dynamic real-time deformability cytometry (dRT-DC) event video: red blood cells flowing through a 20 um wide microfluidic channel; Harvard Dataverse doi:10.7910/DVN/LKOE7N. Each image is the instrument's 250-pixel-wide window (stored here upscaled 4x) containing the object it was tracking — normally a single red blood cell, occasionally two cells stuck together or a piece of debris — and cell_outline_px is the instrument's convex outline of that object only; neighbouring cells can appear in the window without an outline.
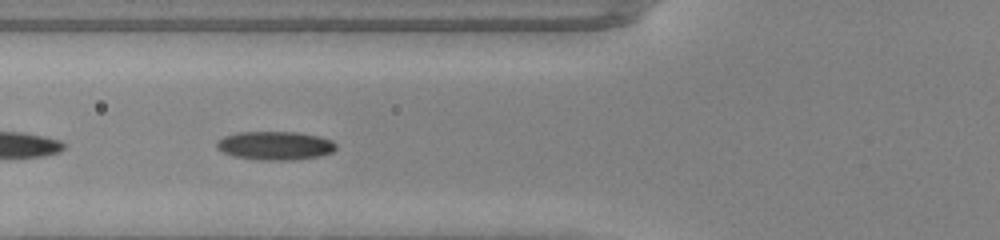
{"species": "common noctule bat (a hibernating species)", "species_latin": "Nyctalus noctula", "temperature_condition": "warm", "stored_images_in_passage": 12, "camera_frame_rate_fps": 3000, "um_per_image_px": 0.085, "animal": {"sex": "male", "body_mass_g": 20.0, "forearm_length_mm": 53.3}, "frame": {"image": 1, "passage_image": 4, "time_ms": 1.0, "image_size_px": [1000, 240], "cell_outline_px": [[336, 148], [332, 152], [316, 156], [292, 160], [260, 160], [236, 156], [224, 152], [216, 148], [216, 144], [224, 136], [236, 132], [296, 132], [316, 136], [332, 140], [336, 144]], "centroid_in_image_um": [23.37, 12.37], "position_along_channel_um": 102.4, "area_um2": 19.59}}
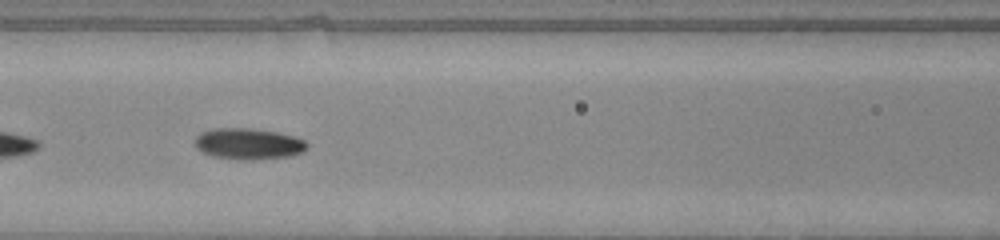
{"frame": {"image": 2, "passage_image": 7, "time_ms": 2.0, "image_size_px": [1000, 240], "cell_outline_px": [[308, 148], [304, 152], [288, 156], [244, 160], [240, 160], [212, 156], [200, 152], [196, 148], [196, 136], [200, 132], [212, 128], [248, 128], [276, 132], [296, 136], [304, 140], [308, 144]], "centroid_in_image_um": [21.1, 12.22], "position_along_channel_um": 145.5, "area_um2": 20.46}}
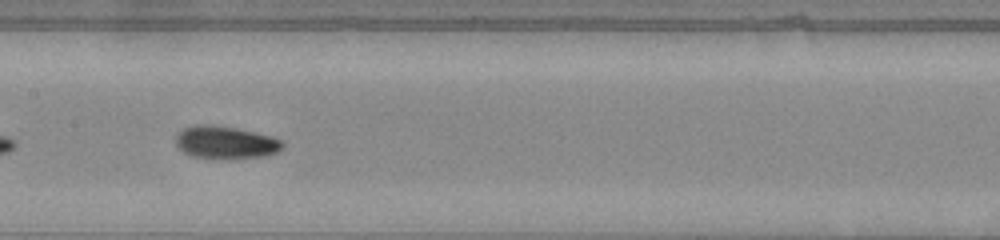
{"frame": {"image": 3, "passage_image": 10, "time_ms": 3.0, "image_size_px": [1000, 240], "cell_outline_px": [[284, 144], [276, 152], [268, 156], [228, 160], [192, 156], [184, 152], [176, 144], [176, 136], [184, 128], [196, 124], [208, 124], [236, 128], [272, 136], [280, 140]], "centroid_in_image_um": [19.18, 12.12], "position_along_channel_um": 188.2, "area_um2": 20.46}}